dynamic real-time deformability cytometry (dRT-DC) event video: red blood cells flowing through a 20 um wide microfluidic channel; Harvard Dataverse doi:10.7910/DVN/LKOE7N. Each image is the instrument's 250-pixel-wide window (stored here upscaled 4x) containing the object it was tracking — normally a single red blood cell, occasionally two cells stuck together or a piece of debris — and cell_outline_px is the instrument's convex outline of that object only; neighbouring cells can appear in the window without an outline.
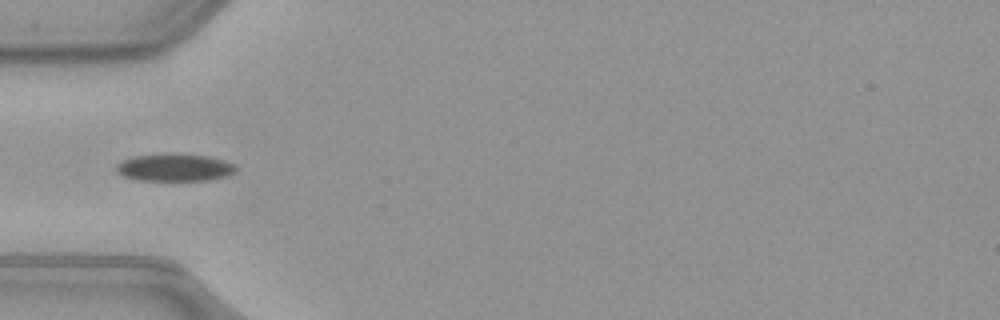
{"species": "common noctule bat (a hibernating species)", "species_latin": "Nyctalus noctula", "temperature_condition": "warm", "stored_images_in_passage": 35, "camera_frame_rate_fps": 3000, "um_per_image_px": 0.085, "animal": {"sex": "female", "body_mass_g": 21.9}, "frame": {"image": 1, "passage_image": 1, "time_ms": 0.0, "image_size_px": [1000, 320], "cell_outline_px": [[236, 172], [228, 176], [208, 180], [132, 180], [116, 172], [116, 164], [132, 156], [172, 152], [208, 156], [224, 160], [236, 164]], "centroid_in_image_um": [14.85, 14.22], "position_along_channel_um": 70.2, "area_um2": 19.59}}
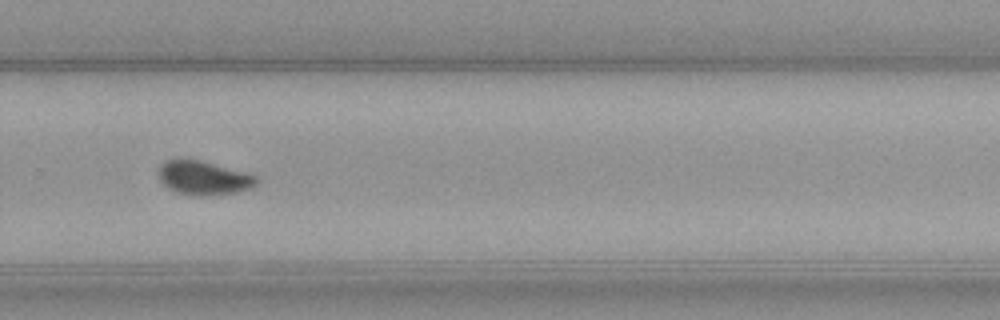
{"frame": {"image": 2, "passage_image": 19, "time_ms": 6.0, "image_size_px": [1000, 320], "cell_outline_px": [[260, 180], [252, 188], [240, 192], [204, 196], [200, 196], [176, 192], [168, 188], [160, 180], [160, 164], [168, 160], [200, 160], [244, 172], [256, 176]], "centroid_in_image_um": [17.36, 15.14], "position_along_channel_um": 312.4, "area_um2": 19.13}}
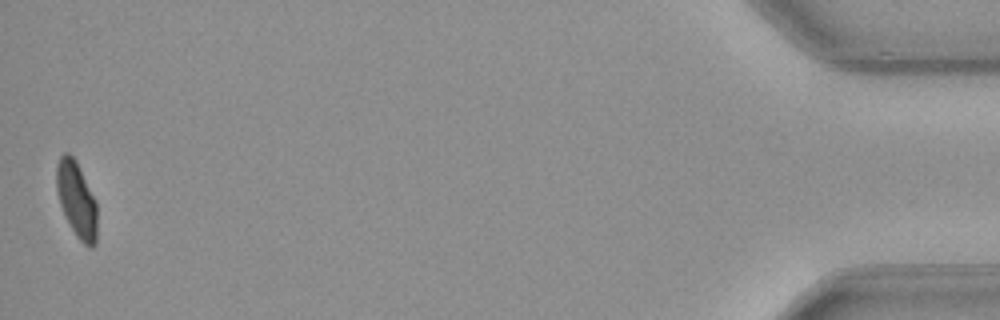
{"frame": {"image": 3, "passage_image": 35, "time_ms": 11.333, "image_size_px": [1000, 320], "cell_outline_px": [[96, 244], [92, 248], [88, 248], [76, 236], [60, 204], [56, 192], [56, 164], [60, 156], [64, 152], [68, 152], [76, 160], [96, 200]], "centroid_in_image_um": [6.5, 16.94], "position_along_channel_um": 428.7, "area_um2": 17.92}, "authors_computed_cell_mechanics": {"area_um2": 19.363, "velocity_mm_per_s": 4.0126, "shape_relaxation_time_tau1_ms": 3.3837, "shape_relaxation_time_tau2_ms": null, "deformation_change_tau1": 0.1218, "deformation_change_tau2": null}}